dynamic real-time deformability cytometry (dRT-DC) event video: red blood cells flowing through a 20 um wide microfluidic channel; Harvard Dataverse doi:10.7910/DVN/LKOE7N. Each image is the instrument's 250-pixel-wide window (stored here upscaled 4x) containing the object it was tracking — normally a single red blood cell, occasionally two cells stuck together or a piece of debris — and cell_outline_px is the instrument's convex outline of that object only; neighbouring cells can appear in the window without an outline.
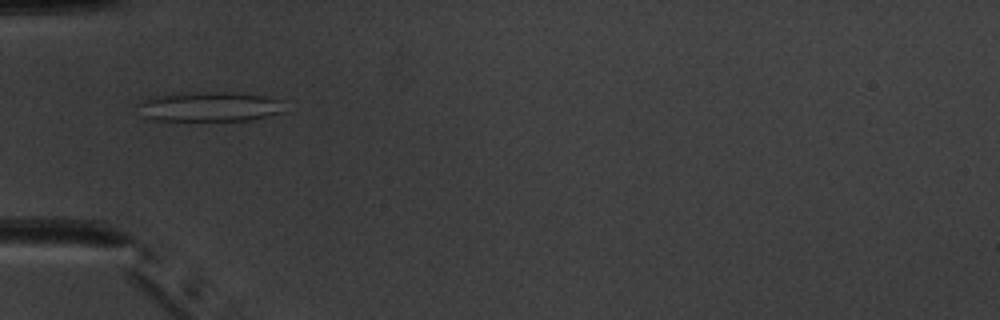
{"species": "common noctule bat (a hibernating species)", "species_latin": "Nyctalus noctula", "temperature_condition": "warm", "stored_images_in_passage": 52, "camera_frame_rate_fps": 3000, "um_per_image_px": 0.085, "animal": {"sex": "male", "body_mass_g": 20.1, "forearm_length_mm": 53.5}, "frame": {"image": 1, "passage_image": 18, "time_ms": 5.667, "image_size_px": [1000, 320], "cell_outline_px": [[280, 112], [268, 116], [252, 120], [152, 120], [136, 104], [152, 96], [200, 92], [236, 92], [264, 96], [280, 100]], "centroid_in_image_um": [17.81, 9.06], "position_along_channel_um": 67.2, "area_um2": 24.74}}
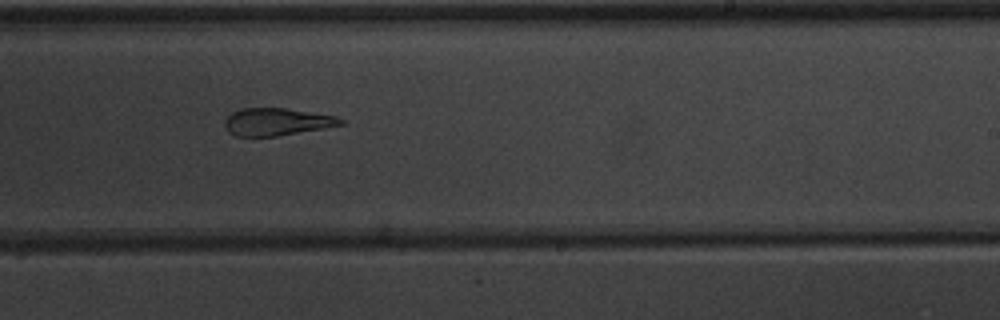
{"frame": {"image": 2, "passage_image": 33, "time_ms": 10.667, "image_size_px": [1000, 320], "cell_outline_px": [[348, 124], [276, 136], [236, 136], [228, 132], [224, 124], [228, 116], [232, 112], [240, 108], [284, 108], [336, 116], [344, 120]], "centroid_in_image_um": [23.55, 10.35], "position_along_channel_um": 265.5, "area_um2": 18.5}}
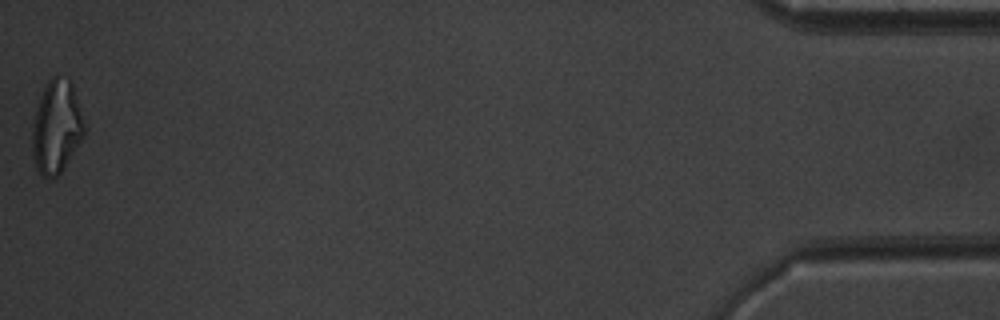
{"frame": {"image": 3, "passage_image": 52, "time_ms": 17.0, "image_size_px": [1000, 320], "cell_outline_px": [[84, 136], [60, 172], [56, 176], [40, 176], [36, 168], [32, 152], [32, 132], [36, 112], [40, 96], [44, 88], [52, 76], [56, 72], [72, 80], [84, 128]], "centroid_in_image_um": [4.79, 10.74], "position_along_channel_um": 430.4, "area_um2": 27.8}, "authors_computed_cell_mechanics": {"area_um2": 24.6228, "velocity_mm_per_s": 3.9846, "shape_relaxation_time_tau1_ms": null, "shape_relaxation_time_tau2_ms": 1.5017, "deformation_change_tau1": null, "deformation_change_tau2": 0.1183}}